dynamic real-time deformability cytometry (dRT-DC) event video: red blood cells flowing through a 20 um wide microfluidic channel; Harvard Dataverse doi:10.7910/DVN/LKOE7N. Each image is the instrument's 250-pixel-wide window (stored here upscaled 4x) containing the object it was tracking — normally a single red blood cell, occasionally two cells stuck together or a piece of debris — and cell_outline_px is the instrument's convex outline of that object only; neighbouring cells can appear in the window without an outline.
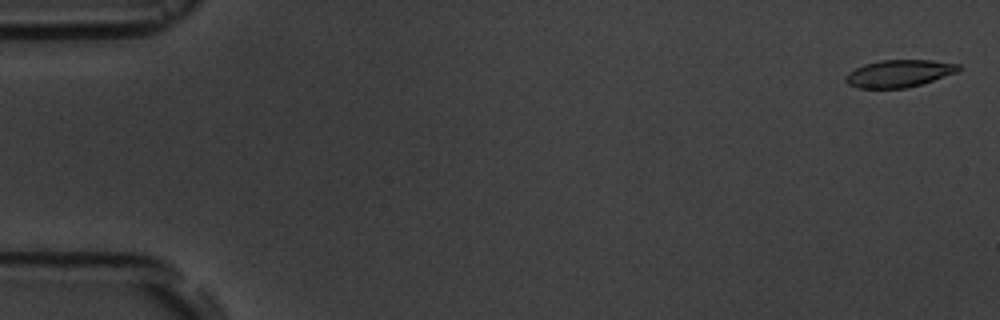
{"species": "common noctule bat (a hibernating species)", "species_latin": "Nyctalus noctula", "temperature_condition": "room temperature", "stored_images_in_passage": 6, "segment_of_instrument_passage": [1, 2], "camera_frame_rate_fps": 3000, "um_per_image_px": 0.085, "animal": {"sex": "male", "body_mass_g": 19.5, "forearm_length_mm": 54.6}, "frame": {"image": 1, "passage_image": 1, "time_ms": 0.0, "image_size_px": [1000, 320], "cell_outline_px": [[960, 68], [956, 72], [920, 84], [904, 88], [856, 88], [848, 84], [844, 80], [848, 72], [864, 64], [880, 60], [932, 60], [960, 64]], "centroid_in_image_um": [76.37, 6.24], "position_along_channel_um": 8.6, "area_um2": 17.8}}
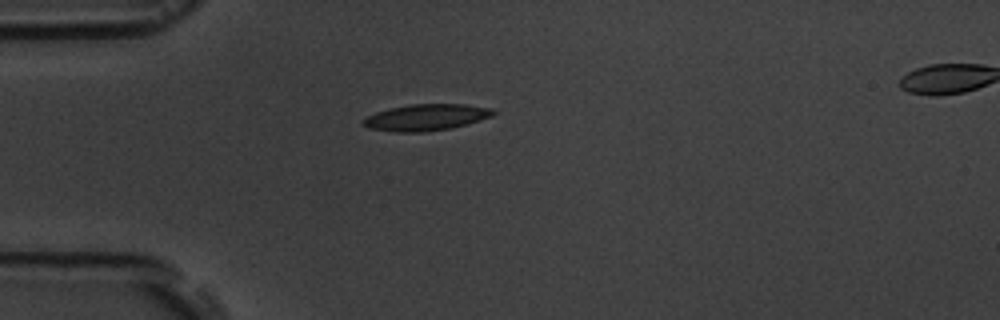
{"frame": {"image": 2, "passage_image": 5, "time_ms": 4.667, "image_size_px": [1000, 320], "cell_outline_px": [[496, 112], [492, 116], [480, 120], [452, 128], [424, 132], [392, 132], [368, 128], [364, 124], [364, 120], [368, 116], [376, 112], [388, 108], [412, 104], [464, 104], [492, 108]], "centroid_in_image_um": [36.23, 9.97], "position_along_channel_um": 48.8, "area_um2": 20.0}}